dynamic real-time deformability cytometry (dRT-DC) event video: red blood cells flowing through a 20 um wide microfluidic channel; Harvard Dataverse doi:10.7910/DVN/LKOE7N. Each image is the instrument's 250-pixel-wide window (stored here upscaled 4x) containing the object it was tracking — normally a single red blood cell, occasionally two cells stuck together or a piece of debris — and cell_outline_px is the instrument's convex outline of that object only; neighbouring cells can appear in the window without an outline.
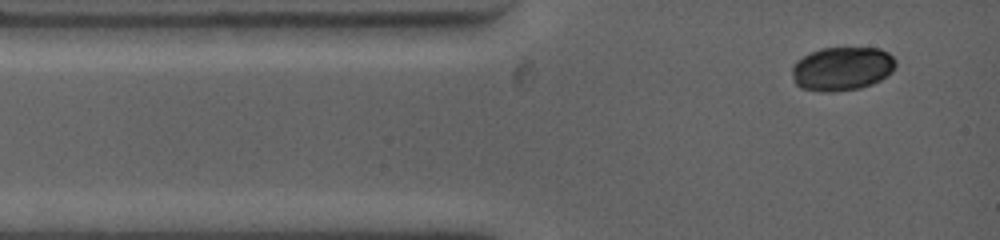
{"species": "common noctule bat (a hibernating species)", "species_latin": "Nyctalus noctula", "temperature_condition": "warm", "stored_images_in_passage": 13, "camera_frame_rate_fps": 4500, "um_per_image_px": 0.085, "animal": {"sex": "female", "body_mass_g": 19.0, "forearm_length_mm": 53.3}, "frame": {"image": 1, "passage_image": 1, "time_ms": 0.0, "image_size_px": [1000, 240], "cell_outline_px": [[896, 64], [892, 72], [888, 76], [872, 84], [860, 88], [828, 92], [820, 92], [800, 88], [796, 84], [792, 76], [792, 68], [796, 60], [820, 48], [880, 48], [888, 52], [896, 60]], "centroid_in_image_um": [71.58, 5.84], "position_along_channel_um": 13.4, "area_um2": 26.59}}
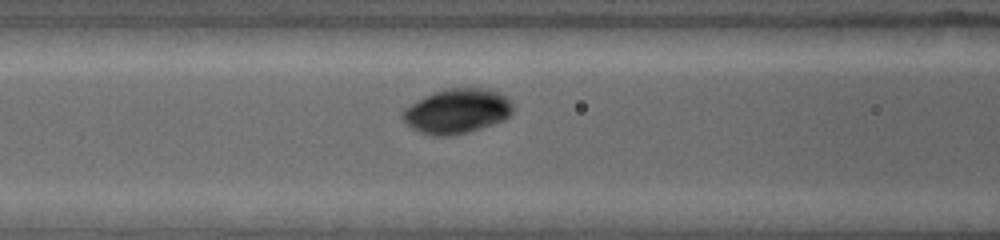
{"frame": {"image": 2, "passage_image": 10, "time_ms": 3.778, "image_size_px": [1000, 240], "cell_outline_px": [[512, 112], [504, 120], [468, 132], [452, 136], [432, 136], [420, 132], [412, 128], [400, 116], [400, 112], [404, 108], [424, 96], [432, 92], [444, 88], [488, 88], [500, 92], [512, 104]], "centroid_in_image_um": [38.81, 9.44], "position_along_channel_um": 127.8, "area_um2": 28.9}}
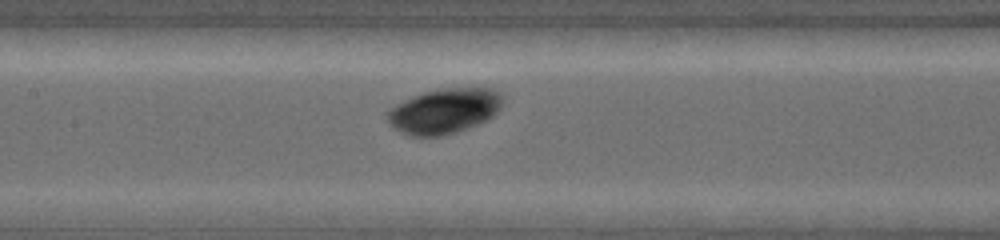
{"frame": {"image": 3, "passage_image": 13, "time_ms": 4.889, "image_size_px": [1000, 240], "cell_outline_px": [[504, 100], [500, 108], [492, 116], [468, 128], [456, 132], [440, 136], [412, 136], [400, 132], [392, 128], [388, 120], [388, 112], [396, 104], [404, 100], [424, 92], [444, 88], [492, 88]], "centroid_in_image_um": [37.74, 9.44], "position_along_channel_um": 169.7, "area_um2": 29.94}}